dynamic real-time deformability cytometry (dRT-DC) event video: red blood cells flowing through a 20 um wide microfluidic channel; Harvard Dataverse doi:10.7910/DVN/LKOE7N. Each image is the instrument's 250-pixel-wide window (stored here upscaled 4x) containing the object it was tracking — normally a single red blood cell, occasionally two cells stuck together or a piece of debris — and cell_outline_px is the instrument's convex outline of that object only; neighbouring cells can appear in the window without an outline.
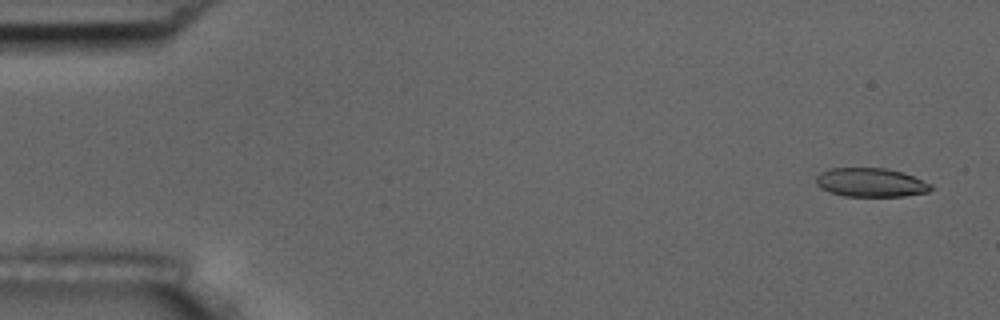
{"species": "common noctule bat (a hibernating species)", "species_latin": "Nyctalus noctula", "temperature_condition": "room temperature", "stored_images_in_passage": 5, "camera_frame_rate_fps": 3000, "um_per_image_px": 0.085, "animal": {"sex": "male", "body_mass_g": 17.5, "forearm_length_mm": 52.3}, "frame": {"image": 1, "passage_image": 1, "time_ms": 0.0, "image_size_px": [1000, 320], "cell_outline_px": [[932, 188], [928, 192], [904, 196], [844, 196], [820, 188], [816, 184], [816, 176], [820, 172], [832, 168], [884, 168], [900, 172], [912, 176], [932, 184]], "centroid_in_image_um": [74.0, 15.51], "position_along_channel_um": 11.0, "area_um2": 19.13}}
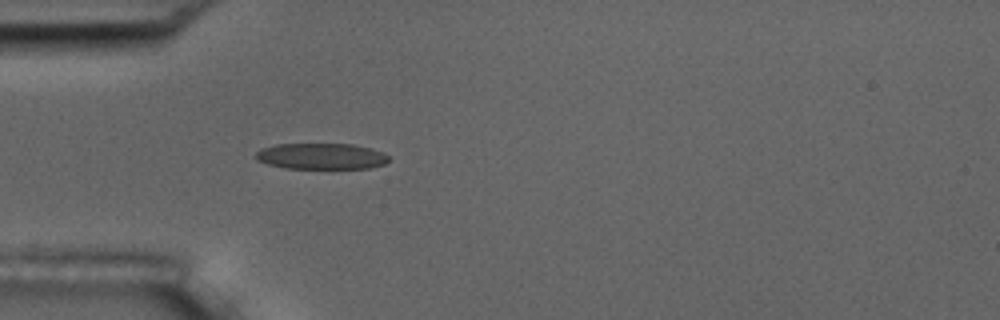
{"frame": {"image": 2, "passage_image": 5, "time_ms": 4.667, "image_size_px": [1000, 320], "cell_outline_px": [[388, 160], [384, 164], [368, 168], [288, 168], [268, 164], [256, 160], [256, 152], [260, 148], [276, 144], [352, 144], [372, 148], [384, 152], [388, 156]], "centroid_in_image_um": [27.31, 13.27], "position_along_channel_um": 57.7, "area_um2": 20.17}}